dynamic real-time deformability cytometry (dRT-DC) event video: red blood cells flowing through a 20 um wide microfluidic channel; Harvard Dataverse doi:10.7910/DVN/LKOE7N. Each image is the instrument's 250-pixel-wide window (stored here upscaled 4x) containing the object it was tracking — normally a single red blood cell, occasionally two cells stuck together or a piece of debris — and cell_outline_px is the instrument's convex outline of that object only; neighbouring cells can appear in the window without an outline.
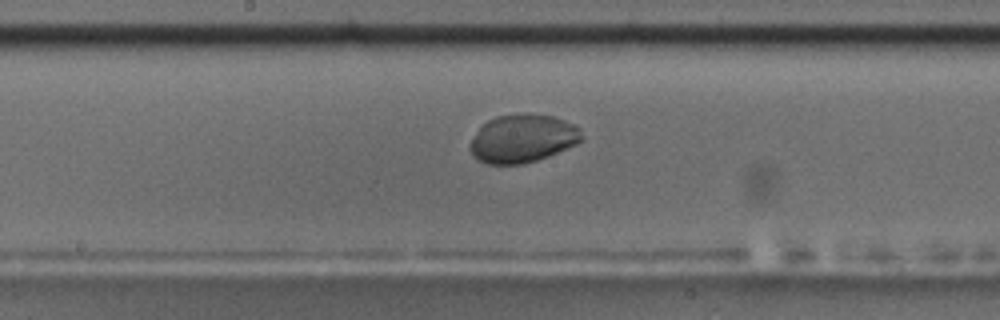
{"species": "common noctule bat (a hibernating species)", "species_latin": "Nyctalus noctula", "temperature_condition": "room temperature", "stored_images_in_passage": 46, "camera_frame_rate_fps": 3000, "um_per_image_px": 0.085, "animal": {"sex": "male", "body_mass_g": 17.5, "forearm_length_mm": 52.3}, "frame": {"image": 1, "passage_image": 20, "time_ms": 6.333, "image_size_px": [1000, 320], "cell_outline_px": [[584, 136], [576, 144], [548, 156], [536, 160], [520, 164], [484, 164], [472, 156], [472, 140], [480, 124], [496, 116], [520, 112], [552, 116], [564, 120], [580, 128]], "centroid_in_image_um": [44.41, 11.75], "position_along_channel_um": 203.8, "area_um2": 31.39}}